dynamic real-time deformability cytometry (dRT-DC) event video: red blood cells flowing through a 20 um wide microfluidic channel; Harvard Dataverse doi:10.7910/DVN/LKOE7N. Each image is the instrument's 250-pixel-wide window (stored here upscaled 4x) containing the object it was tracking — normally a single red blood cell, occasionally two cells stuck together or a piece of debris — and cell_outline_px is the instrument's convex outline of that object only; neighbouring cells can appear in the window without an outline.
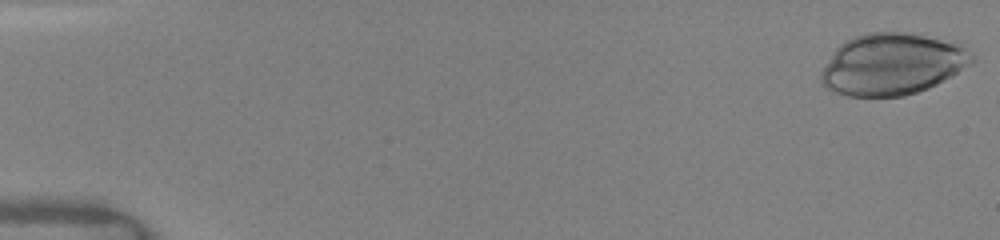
{"species": "human", "species_latin": "Homo sapiens", "temperature_condition": "warm", "stored_images_in_passage": 7, "camera_frame_rate_fps": 3000, "um_per_image_px": 0.085, "donor": {"sex": "female"}, "frame": {"image": 1, "passage_image": 1, "time_ms": 0.0, "image_size_px": [1000, 240], "cell_outline_px": [[976, 60], [972, 64], [952, 76], [928, 88], [904, 96], [848, 96], [836, 92], [820, 84], [820, 72], [824, 64], [832, 52], [844, 40], [868, 32], [912, 32], [960, 40]], "centroid_in_image_um": [75.89, 5.41], "position_along_channel_um": 9.1, "area_um2": 55.26}}